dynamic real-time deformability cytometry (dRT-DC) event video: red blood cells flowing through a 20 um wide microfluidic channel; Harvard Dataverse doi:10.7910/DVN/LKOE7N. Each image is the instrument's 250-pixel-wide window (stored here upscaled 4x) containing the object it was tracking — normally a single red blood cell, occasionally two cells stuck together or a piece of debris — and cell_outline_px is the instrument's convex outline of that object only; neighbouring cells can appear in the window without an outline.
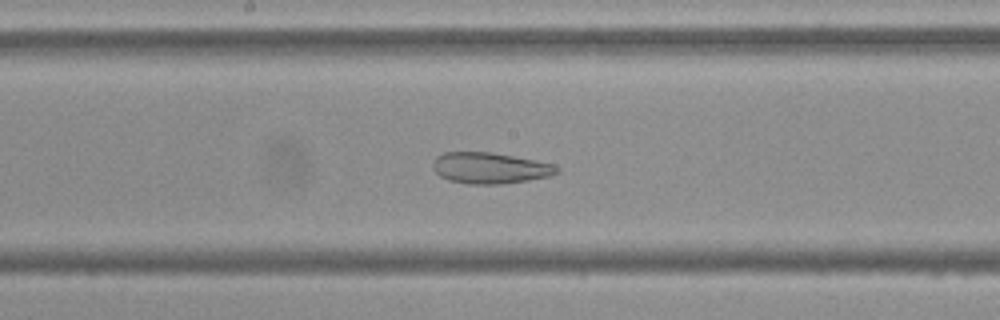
{"species": "Egyptian fruit bat (a non-hibernating species)", "species_latin": "Rousettus aegyptiacus", "temperature_condition": "cold", "stored_images_in_passage": 55, "camera_frame_rate_fps": 3000, "um_per_image_px": 0.085, "frame": {"image": 1, "passage_image": 29, "time_ms": 9.333, "image_size_px": [1000, 320], "cell_outline_px": [[560, 172], [548, 176], [528, 180], [500, 184], [468, 184], [448, 180], [440, 176], [432, 168], [432, 160], [436, 156], [444, 152], [492, 152], [556, 164], [560, 168]], "centroid_in_image_um": [41.63, 14.28], "position_along_channel_um": 206.6, "area_um2": 22.66}}
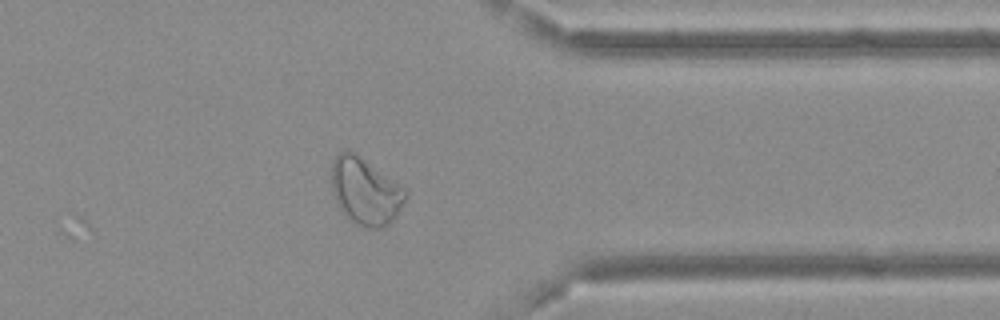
{"frame": {"image": 2, "passage_image": 44, "time_ms": 14.333, "image_size_px": [1000, 320], "cell_outline_px": [[408, 196], [396, 216], [388, 224], [380, 228], [364, 228], [348, 220], [340, 212], [332, 188], [332, 160], [340, 152], [348, 148], [404, 188], [408, 192]], "centroid_in_image_um": [31.03, 16.29], "position_along_channel_um": 380.4, "area_um2": 28.78}}
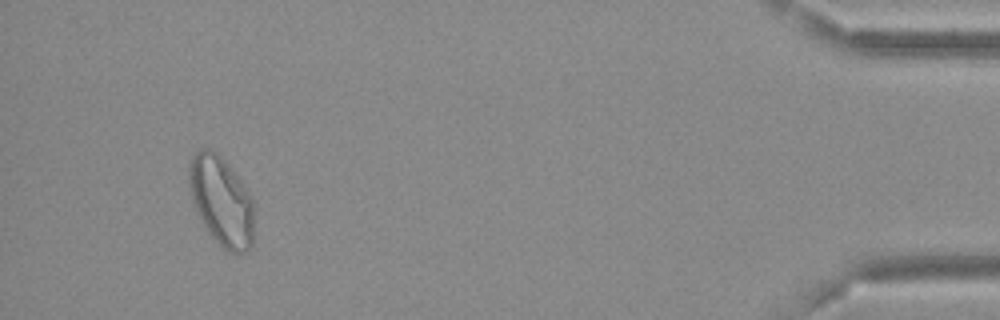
{"frame": {"image": 3, "passage_image": 52, "time_ms": 17.0, "image_size_px": [1000, 320], "cell_outline_px": [[252, 244], [244, 252], [228, 252], [208, 232], [192, 200], [188, 184], [188, 164], [192, 156], [200, 148], [212, 148], [228, 164], [252, 196]], "centroid_in_image_um": [18.78, 17.03], "position_along_channel_um": 416.4, "area_um2": 33.47}}